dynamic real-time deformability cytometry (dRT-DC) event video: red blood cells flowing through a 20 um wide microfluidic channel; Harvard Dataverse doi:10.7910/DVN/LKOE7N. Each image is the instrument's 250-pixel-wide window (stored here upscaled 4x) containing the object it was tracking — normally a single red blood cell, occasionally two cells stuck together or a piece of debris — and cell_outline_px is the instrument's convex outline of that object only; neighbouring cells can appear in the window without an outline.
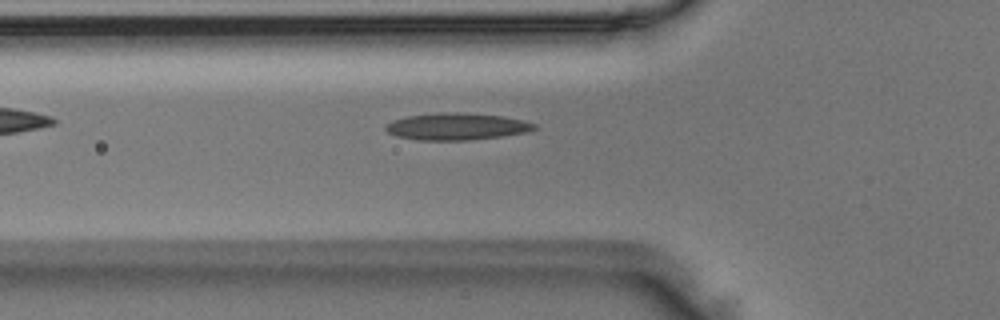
{"species": "Egyptian fruit bat (a non-hibernating species)", "species_latin": "Rousettus aegyptiacus", "temperature_condition": "room temperature", "stored_images_in_passage": 35, "camera_frame_rate_fps": 3000, "um_per_image_px": 0.085, "animal": {"sex": "male"}, "frame": {"image": 1, "passage_image": 2, "time_ms": 0.333, "image_size_px": [1000, 320], "cell_outline_px": [[536, 128], [524, 132], [500, 136], [468, 140], [416, 140], [396, 136], [388, 132], [384, 128], [388, 124], [396, 120], [408, 116], [436, 112], [456, 112], [500, 116], [524, 120], [536, 124]], "centroid_in_image_um": [38.79, 10.75], "position_along_channel_um": 87.0, "area_um2": 23.0}}
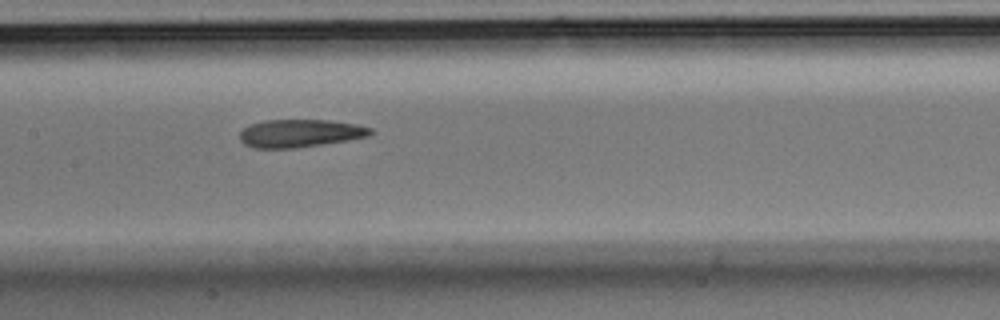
{"frame": {"image": 2, "passage_image": 9, "time_ms": 2.667, "image_size_px": [1000, 320], "cell_outline_px": [[376, 132], [368, 136], [348, 140], [292, 148], [256, 148], [244, 144], [240, 140], [240, 132], [244, 128], [252, 124], [264, 120], [328, 120], [356, 124], [372, 128]], "centroid_in_image_um": [25.52, 11.32], "position_along_channel_um": 181.9, "area_um2": 21.1}}
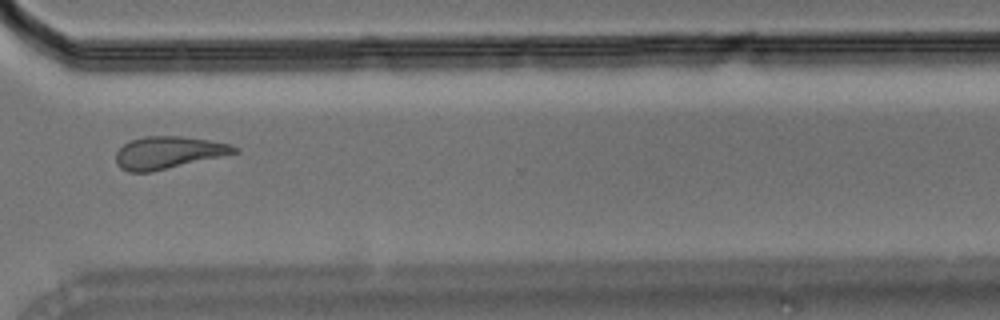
{"frame": {"image": 3, "passage_image": 22, "time_ms": 7.0, "image_size_px": [1000, 320], "cell_outline_px": [[240, 152], [152, 172], [128, 172], [120, 168], [116, 164], [116, 152], [124, 144], [132, 140], [144, 136], [184, 136], [232, 144], [240, 148]], "centroid_in_image_um": [14.33, 12.97], "position_along_channel_um": 356.3, "area_um2": 22.43}}